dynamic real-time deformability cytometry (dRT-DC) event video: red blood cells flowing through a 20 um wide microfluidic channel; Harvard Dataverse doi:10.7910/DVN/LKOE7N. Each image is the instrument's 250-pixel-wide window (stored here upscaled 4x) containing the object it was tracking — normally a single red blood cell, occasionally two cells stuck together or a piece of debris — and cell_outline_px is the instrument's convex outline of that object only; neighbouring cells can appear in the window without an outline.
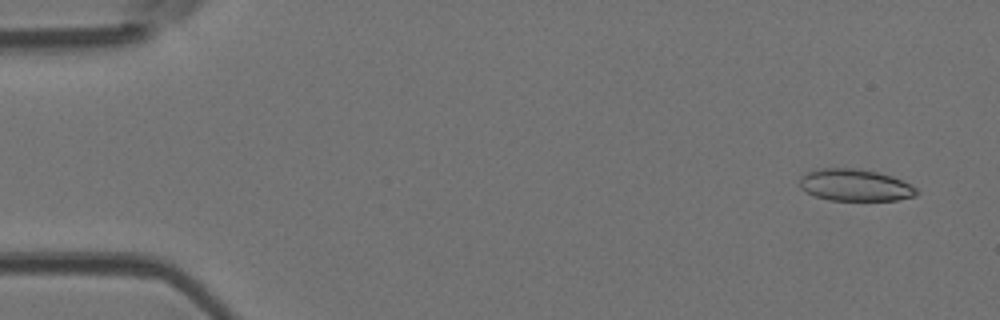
{"species": "Egyptian fruit bat (a non-hibernating species)", "species_latin": "Rousettus aegyptiacus", "temperature_condition": "room temperature", "stored_images_in_passage": 5, "camera_frame_rate_fps": 3000, "um_per_image_px": 0.085, "animal": {"sex": "female"}, "frame": {"image": 1, "passage_image": 1, "time_ms": 0.0, "image_size_px": [1000, 320], "cell_outline_px": [[920, 192], [916, 196], [896, 200], [828, 200], [812, 196], [800, 188], [800, 176], [808, 172], [820, 168], [856, 168], [876, 172], [892, 176], [916, 188]], "centroid_in_image_um": [72.65, 15.74], "position_along_channel_um": 12.4, "area_um2": 21.79}}
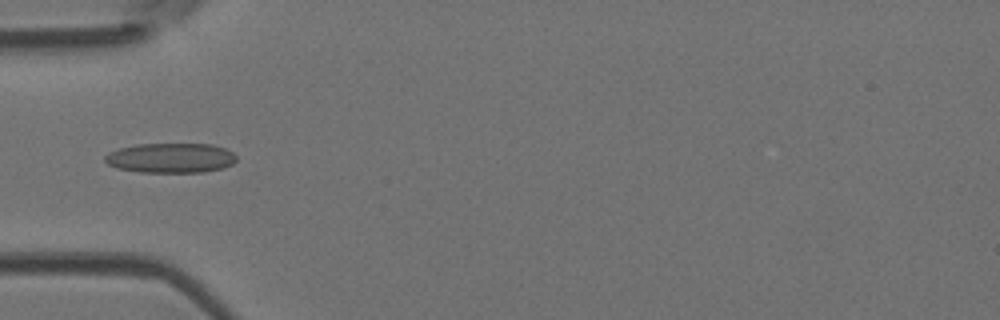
{"frame": {"image": 2, "passage_image": 4, "time_ms": 1.0, "image_size_px": [1000, 320], "cell_outline_px": [[236, 160], [232, 164], [224, 168], [204, 172], [140, 172], [116, 168], [108, 164], [104, 160], [104, 156], [108, 152], [120, 148], [136, 144], [212, 144], [224, 148], [232, 152], [236, 156]], "centroid_in_image_um": [14.5, 13.43], "position_along_channel_um": 70.5, "area_um2": 22.95}}
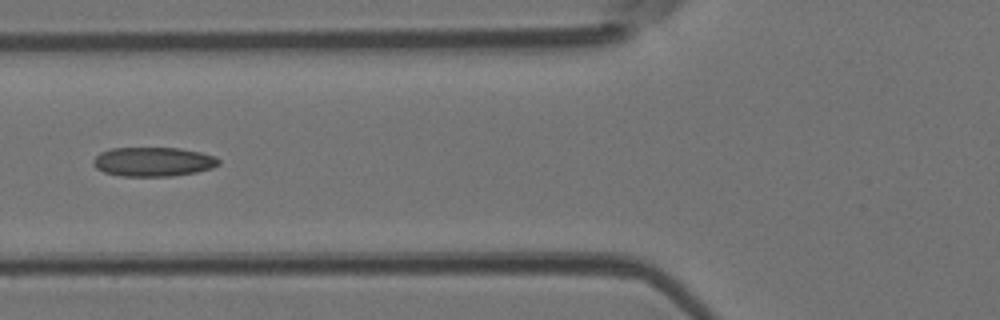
{"frame": {"image": 3, "passage_image": 5, "time_ms": 1.333, "image_size_px": [1000, 320], "cell_outline_px": [[220, 164], [212, 168], [196, 172], [172, 176], [120, 176], [104, 172], [96, 168], [92, 164], [92, 160], [100, 152], [112, 148], [180, 148], [200, 152], [216, 156], [220, 160]], "centroid_in_image_um": [13.02, 13.75], "position_along_channel_um": 112.8, "area_um2": 21.5}}